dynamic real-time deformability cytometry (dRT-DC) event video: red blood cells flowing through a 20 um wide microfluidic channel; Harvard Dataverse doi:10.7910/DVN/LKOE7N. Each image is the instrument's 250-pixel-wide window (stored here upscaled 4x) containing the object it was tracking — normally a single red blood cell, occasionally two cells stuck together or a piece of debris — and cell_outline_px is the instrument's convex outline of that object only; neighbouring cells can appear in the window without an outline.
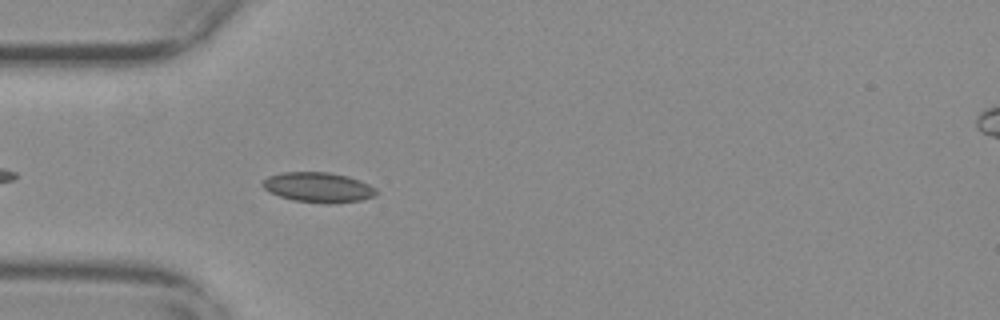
{"species": "common noctule bat (a hibernating species)", "species_latin": "Nyctalus noctula", "temperature_condition": "warm", "stored_images_in_passage": 43, "camera_frame_rate_fps": 3000, "um_per_image_px": 0.085, "animal": {"sex": "female", "body_mass_g": 29.2, "forearm_length_mm": 56.3}, "frame": {"image": 1, "passage_image": 4, "time_ms": 1.0, "image_size_px": [1000, 320], "cell_outline_px": [[380, 192], [376, 196], [360, 200], [332, 204], [324, 204], [292, 200], [268, 192], [260, 184], [268, 176], [284, 172], [328, 172], [348, 176], [360, 180], [376, 188]], "centroid_in_image_um": [27.07, 15.93], "position_along_channel_um": 57.9, "area_um2": 20.17}}
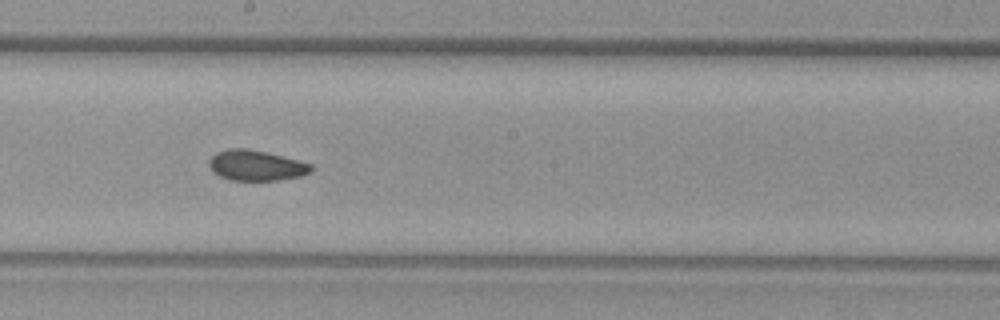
{"frame": {"image": 2, "passage_image": 18, "time_ms": 5.667, "image_size_px": [1000, 320], "cell_outline_px": [[316, 168], [312, 172], [300, 176], [276, 180], [228, 180], [212, 172], [208, 164], [208, 160], [216, 152], [228, 148], [248, 148], [268, 152], [312, 164]], "centroid_in_image_um": [21.77, 14.05], "position_along_channel_um": 226.4, "area_um2": 18.38}}
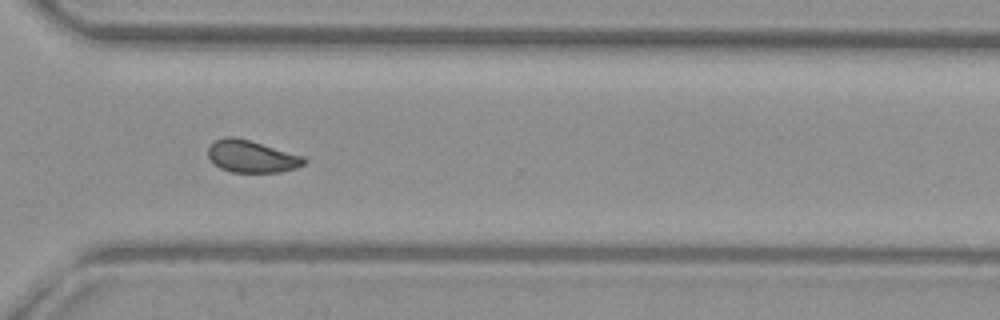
{"frame": {"image": 3, "passage_image": 28, "time_ms": 9.0, "image_size_px": [1000, 320], "cell_outline_px": [[308, 160], [304, 164], [296, 168], [280, 172], [232, 172], [220, 168], [208, 156], [208, 148], [216, 140], [224, 136], [232, 136], [248, 140], [304, 156]], "centroid_in_image_um": [21.41, 13.3], "position_along_channel_um": 349.2, "area_um2": 17.8}, "authors_computed_cell_mechanics": {"area_um2": 18.3804, "velocity_mm_per_s": 3.6889, "shape_relaxation_time_tau1_ms": null, "shape_relaxation_time_tau2_ms": 2.9291, "deformation_change_tau1": null, "deformation_change_tau2": 0.0616}}